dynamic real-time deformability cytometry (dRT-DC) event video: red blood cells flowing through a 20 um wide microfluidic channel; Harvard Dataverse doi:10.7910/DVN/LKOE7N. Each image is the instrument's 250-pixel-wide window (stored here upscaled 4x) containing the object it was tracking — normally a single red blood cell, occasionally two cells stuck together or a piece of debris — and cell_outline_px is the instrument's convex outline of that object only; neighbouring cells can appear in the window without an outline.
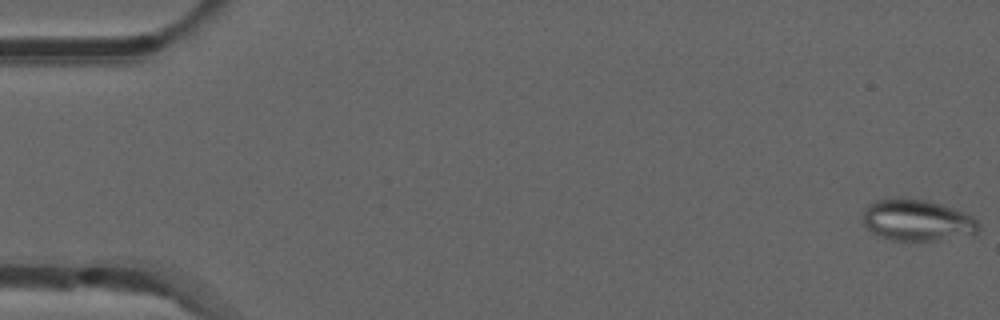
{"species": "common noctule bat (a hibernating species)", "species_latin": "Nyctalus noctula", "temperature_condition": "room temperature", "stored_images_in_passage": 53, "camera_frame_rate_fps": 3000, "um_per_image_px": 0.085, "animal": {"sex": "male", "forearm_length_mm": 52.5}, "frame": {"image": 1, "passage_image": 1, "time_ms": 0.0, "image_size_px": [1000, 320], "cell_outline_px": [[980, 228], [976, 232], [936, 240], [908, 244], [892, 240], [880, 236], [872, 232], [860, 220], [864, 208], [868, 204], [876, 200], [928, 200], [964, 212], [972, 216], [980, 224]], "centroid_in_image_um": [77.9, 18.77], "position_along_channel_um": 7.1, "area_um2": 27.92}}
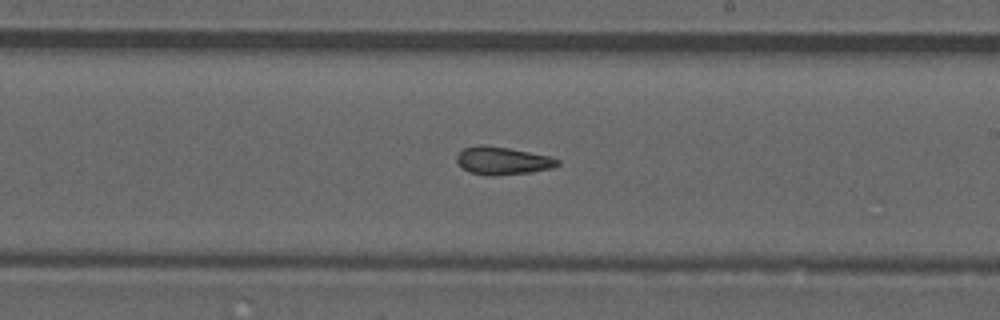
{"frame": {"image": 2, "passage_image": 31, "time_ms": 10.0, "image_size_px": [1000, 320], "cell_outline_px": [[560, 164], [552, 168], [528, 172], [492, 176], [488, 176], [472, 172], [464, 168], [456, 160], [456, 156], [464, 148], [480, 144], [484, 144], [508, 148], [548, 156], [560, 160]], "centroid_in_image_um": [42.71, 13.65], "position_along_channel_um": 246.3, "area_um2": 16.07}}
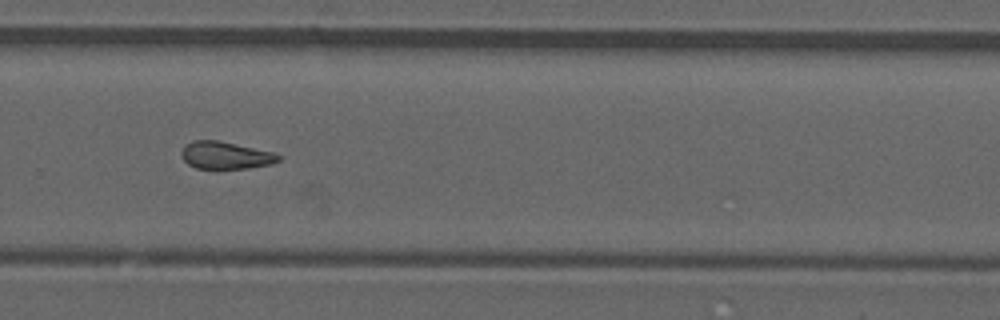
{"frame": {"image": 3, "passage_image": 36, "time_ms": 11.667, "image_size_px": [1000, 320], "cell_outline_px": [[280, 160], [268, 164], [248, 168], [196, 168], [188, 164], [180, 156], [180, 152], [184, 144], [192, 140], [216, 140], [236, 144], [272, 152], [280, 156]], "centroid_in_image_um": [19.09, 13.19], "position_along_channel_um": 310.7, "area_um2": 15.32}, "authors_computed_cell_mechanics": {"area_um2": 16.473, "velocity_mm_per_s": 3.8778, "shape_relaxation_time_tau1_ms": null, "shape_relaxation_time_tau2_ms": 3.3215, "deformation_change_tau1": null, "deformation_change_tau2": 0.0989}}